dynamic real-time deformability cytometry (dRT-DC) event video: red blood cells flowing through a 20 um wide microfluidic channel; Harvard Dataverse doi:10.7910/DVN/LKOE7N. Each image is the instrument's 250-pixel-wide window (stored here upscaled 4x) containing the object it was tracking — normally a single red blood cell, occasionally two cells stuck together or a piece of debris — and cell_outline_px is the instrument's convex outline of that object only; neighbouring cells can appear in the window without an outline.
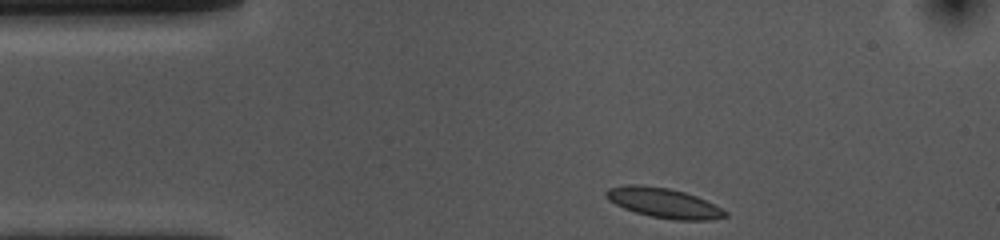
{"species": "common noctule bat (a hibernating species)", "species_latin": "Nyctalus noctula", "temperature_condition": "cold", "stored_images_in_passage": 34, "camera_frame_rate_fps": 3000, "um_per_image_px": 0.085, "animal": {"sex": "female", "body_mass_g": 10.0, "forearm_length_mm": 53.1}, "frame": {"image": 1, "passage_image": 1, "time_ms": 0.0, "image_size_px": [1000, 240], "cell_outline_px": [[728, 216], [712, 220], [676, 220], [652, 216], [636, 212], [624, 208], [608, 200], [604, 192], [608, 188], [624, 184], [640, 184], [668, 188], [684, 192], [696, 196], [728, 212]], "centroid_in_image_um": [56.39, 17.24], "position_along_channel_um": 28.6, "area_um2": 20.58}}
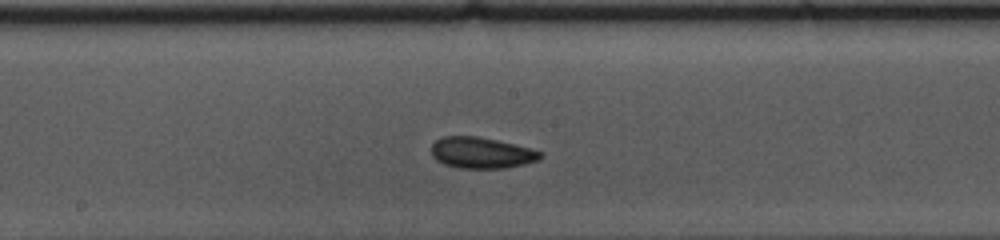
{"frame": {"image": 2, "passage_image": 19, "time_ms": 6.0, "image_size_px": [1000, 240], "cell_outline_px": [[544, 156], [540, 160], [524, 164], [504, 168], [460, 168], [444, 164], [436, 160], [432, 156], [432, 144], [436, 140], [444, 136], [476, 136], [496, 140], [532, 148], [544, 152]], "centroid_in_image_um": [40.96, 12.99], "position_along_channel_um": 207.2, "area_um2": 19.88}}
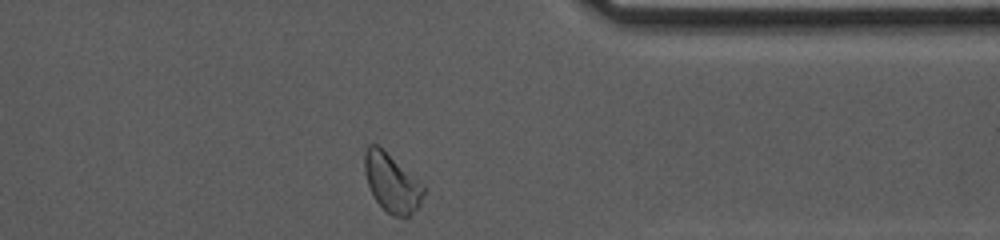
{"frame": {"image": 3, "passage_image": 34, "time_ms": 11.0, "image_size_px": [1000, 240], "cell_outline_px": [[424, 196], [420, 204], [408, 216], [392, 216], [376, 200], [368, 184], [364, 172], [364, 152], [368, 144], [376, 144], [424, 188]], "centroid_in_image_um": [33.25, 15.56], "position_along_channel_um": 378.2, "area_um2": 19.07}, "authors_computed_cell_mechanics": {"area_um2": 19.3919, "velocity_mm_per_s": 3.6533, "shape_relaxation_time_tau1_ms": 3.3906, "shape_relaxation_time_tau2_ms": 3.8937, "deformation_change_tau1": 0.1035, "deformation_change_tau2": 0.1075}}